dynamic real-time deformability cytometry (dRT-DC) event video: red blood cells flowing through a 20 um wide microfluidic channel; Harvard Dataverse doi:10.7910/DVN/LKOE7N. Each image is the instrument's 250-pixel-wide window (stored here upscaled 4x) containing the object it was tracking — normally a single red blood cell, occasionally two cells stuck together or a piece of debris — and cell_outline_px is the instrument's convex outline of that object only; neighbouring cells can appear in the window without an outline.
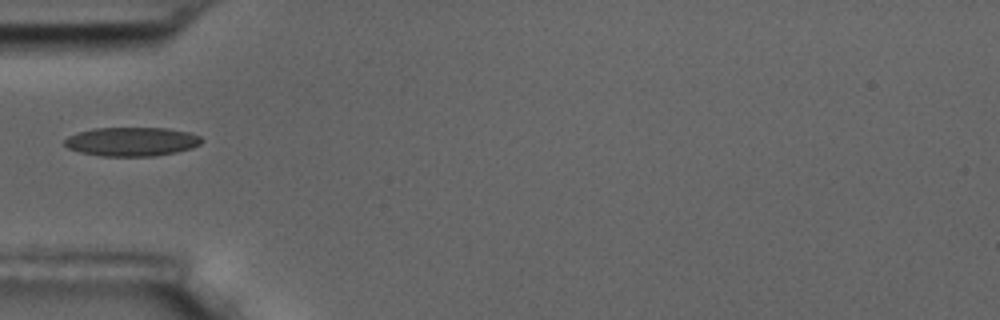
{"species": "common noctule bat (a hibernating species)", "species_latin": "Nyctalus noctula", "temperature_condition": "room temperature", "stored_images_in_passage": 3, "camera_frame_rate_fps": 3000, "um_per_image_px": 0.085, "animal": {"sex": "male", "body_mass_g": 17.5, "forearm_length_mm": 52.3}, "frame": {"image": 1, "passage_image": 1, "time_ms": 0.0, "image_size_px": [1000, 320], "cell_outline_px": [[204, 140], [200, 144], [192, 148], [176, 152], [152, 156], [100, 156], [80, 152], [68, 148], [64, 144], [64, 140], [68, 136], [76, 132], [92, 128], [168, 128], [188, 132], [200, 136]], "centroid_in_image_um": [11.18, 12.03], "position_along_channel_um": 73.8, "area_um2": 23.24}}